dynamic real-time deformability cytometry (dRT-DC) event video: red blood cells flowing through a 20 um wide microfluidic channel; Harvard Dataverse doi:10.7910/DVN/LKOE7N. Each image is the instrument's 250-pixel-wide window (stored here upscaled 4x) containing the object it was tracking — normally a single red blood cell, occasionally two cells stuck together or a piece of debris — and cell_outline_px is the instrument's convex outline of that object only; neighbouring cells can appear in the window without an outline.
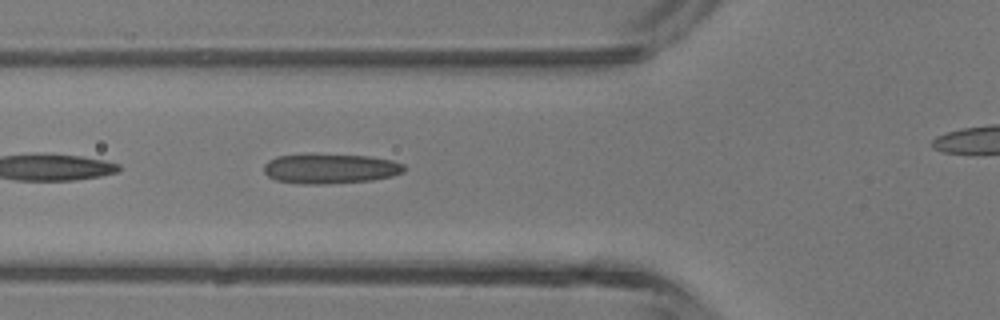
{"species": "common noctule bat (a hibernating species)", "species_latin": "Nyctalus noctula", "temperature_condition": "room temperature", "stored_images_in_passage": 3, "camera_frame_rate_fps": 3000, "um_per_image_px": 0.085, "animal": {"sex": "male", "body_mass_g": 13.3}, "frame": {"image": 1, "passage_image": 2, "time_ms": 1.0, "image_size_px": [1000, 320], "cell_outline_px": [[404, 172], [392, 176], [372, 180], [328, 184], [300, 184], [276, 180], [268, 176], [264, 172], [264, 164], [268, 160], [276, 156], [368, 156], [392, 160], [404, 164]], "centroid_in_image_um": [28.08, 14.37], "position_along_channel_um": 97.7, "area_um2": 23.81}}